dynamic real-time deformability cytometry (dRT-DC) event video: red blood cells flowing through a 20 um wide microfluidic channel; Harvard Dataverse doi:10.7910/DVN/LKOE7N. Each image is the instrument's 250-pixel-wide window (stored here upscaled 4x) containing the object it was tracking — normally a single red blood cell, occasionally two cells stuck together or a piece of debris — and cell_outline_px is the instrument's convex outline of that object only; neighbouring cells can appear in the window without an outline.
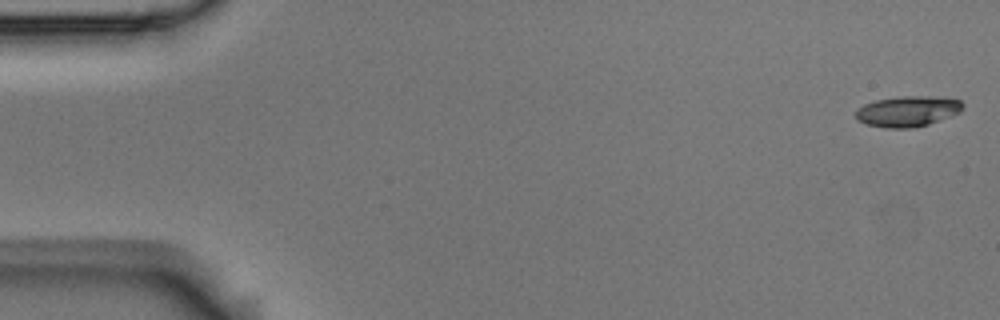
{"species": "Egyptian fruit bat (a non-hibernating species)", "species_latin": "Rousettus aegyptiacus", "temperature_condition": "room temperature", "stored_images_in_passage": 6, "camera_frame_rate_fps": 3000, "um_per_image_px": 0.085, "animal": {"sex": "male"}, "frame": {"image": 1, "passage_image": 1, "time_ms": 0.0, "image_size_px": [1000, 320], "cell_outline_px": [[964, 108], [960, 112], [928, 124], [912, 128], [888, 128], [868, 124], [856, 120], [856, 108], [864, 104], [876, 100], [900, 96], [928, 96], [960, 100], [964, 104]], "centroid_in_image_um": [77.13, 9.45], "position_along_channel_um": 7.9, "area_um2": 19.02}}
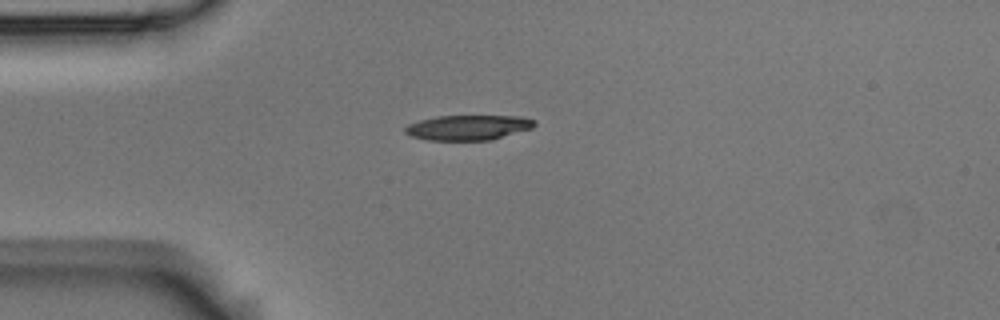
{"frame": {"image": 2, "passage_image": 5, "time_ms": 1.333, "image_size_px": [1000, 320], "cell_outline_px": [[536, 124], [532, 128], [492, 140], [424, 140], [412, 136], [404, 132], [404, 128], [408, 124], [420, 120], [436, 116], [524, 116], [536, 120]], "centroid_in_image_um": [39.81, 10.84], "position_along_channel_um": 45.2, "area_um2": 19.02}}
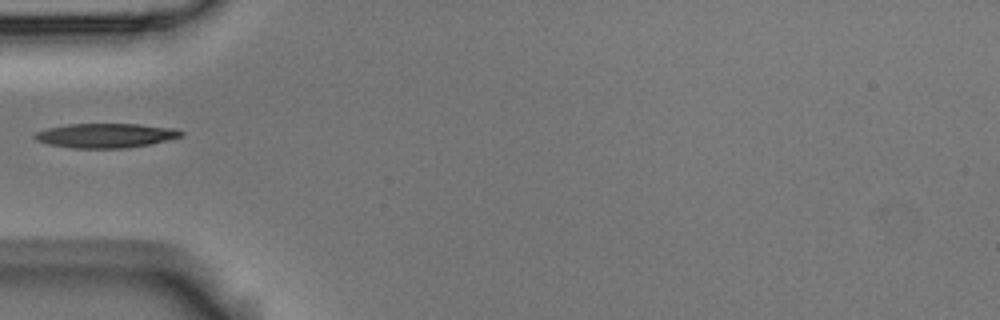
{"frame": {"image": 3, "passage_image": 6, "time_ms": 1.667, "image_size_px": [1000, 320], "cell_outline_px": [[184, 136], [148, 144], [124, 148], [72, 148], [48, 144], [36, 140], [32, 136], [36, 132], [48, 128], [68, 124], [136, 124], [172, 128], [184, 132]], "centroid_in_image_um": [8.95, 11.52], "position_along_channel_um": 76.1, "area_um2": 20.63}}